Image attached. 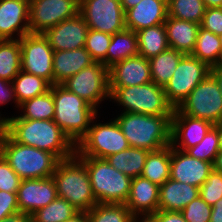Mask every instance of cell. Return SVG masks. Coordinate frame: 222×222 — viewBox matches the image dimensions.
Wrapping results in <instances>:
<instances>
[{
    "label": "cell",
    "mask_w": 222,
    "mask_h": 222,
    "mask_svg": "<svg viewBox=\"0 0 222 222\" xmlns=\"http://www.w3.org/2000/svg\"><path fill=\"white\" fill-rule=\"evenodd\" d=\"M111 40L110 34L88 29L84 47L95 62H100L106 67V54Z\"/></svg>",
    "instance_id": "cell-39"
},
{
    "label": "cell",
    "mask_w": 222,
    "mask_h": 222,
    "mask_svg": "<svg viewBox=\"0 0 222 222\" xmlns=\"http://www.w3.org/2000/svg\"><path fill=\"white\" fill-rule=\"evenodd\" d=\"M92 119L87 134L76 145L79 157H95L105 159L108 156L129 148L128 140L121 131L116 120L108 123H94Z\"/></svg>",
    "instance_id": "cell-8"
},
{
    "label": "cell",
    "mask_w": 222,
    "mask_h": 222,
    "mask_svg": "<svg viewBox=\"0 0 222 222\" xmlns=\"http://www.w3.org/2000/svg\"><path fill=\"white\" fill-rule=\"evenodd\" d=\"M184 56L185 54L173 48H168L149 59L152 82L164 88Z\"/></svg>",
    "instance_id": "cell-30"
},
{
    "label": "cell",
    "mask_w": 222,
    "mask_h": 222,
    "mask_svg": "<svg viewBox=\"0 0 222 222\" xmlns=\"http://www.w3.org/2000/svg\"><path fill=\"white\" fill-rule=\"evenodd\" d=\"M94 63L95 61L85 47L74 50L54 51V84H62L72 75L77 74L83 68L89 67Z\"/></svg>",
    "instance_id": "cell-23"
},
{
    "label": "cell",
    "mask_w": 222,
    "mask_h": 222,
    "mask_svg": "<svg viewBox=\"0 0 222 222\" xmlns=\"http://www.w3.org/2000/svg\"><path fill=\"white\" fill-rule=\"evenodd\" d=\"M79 211L65 199L57 197L47 206L34 212L32 222H65Z\"/></svg>",
    "instance_id": "cell-35"
},
{
    "label": "cell",
    "mask_w": 222,
    "mask_h": 222,
    "mask_svg": "<svg viewBox=\"0 0 222 222\" xmlns=\"http://www.w3.org/2000/svg\"><path fill=\"white\" fill-rule=\"evenodd\" d=\"M210 74L215 78L222 94V69L217 66H213L211 67Z\"/></svg>",
    "instance_id": "cell-49"
},
{
    "label": "cell",
    "mask_w": 222,
    "mask_h": 222,
    "mask_svg": "<svg viewBox=\"0 0 222 222\" xmlns=\"http://www.w3.org/2000/svg\"><path fill=\"white\" fill-rule=\"evenodd\" d=\"M52 177L58 197L68 201L78 211L87 212L97 204L85 162L76 153L59 160Z\"/></svg>",
    "instance_id": "cell-4"
},
{
    "label": "cell",
    "mask_w": 222,
    "mask_h": 222,
    "mask_svg": "<svg viewBox=\"0 0 222 222\" xmlns=\"http://www.w3.org/2000/svg\"><path fill=\"white\" fill-rule=\"evenodd\" d=\"M22 179L10 167L8 161L0 153V190L17 193Z\"/></svg>",
    "instance_id": "cell-42"
},
{
    "label": "cell",
    "mask_w": 222,
    "mask_h": 222,
    "mask_svg": "<svg viewBox=\"0 0 222 222\" xmlns=\"http://www.w3.org/2000/svg\"><path fill=\"white\" fill-rule=\"evenodd\" d=\"M138 55L136 32L124 29L112 35V40L106 54V68L112 67L117 62Z\"/></svg>",
    "instance_id": "cell-27"
},
{
    "label": "cell",
    "mask_w": 222,
    "mask_h": 222,
    "mask_svg": "<svg viewBox=\"0 0 222 222\" xmlns=\"http://www.w3.org/2000/svg\"><path fill=\"white\" fill-rule=\"evenodd\" d=\"M189 156L214 164L219 153L218 124L213 125L199 144L185 151Z\"/></svg>",
    "instance_id": "cell-38"
},
{
    "label": "cell",
    "mask_w": 222,
    "mask_h": 222,
    "mask_svg": "<svg viewBox=\"0 0 222 222\" xmlns=\"http://www.w3.org/2000/svg\"><path fill=\"white\" fill-rule=\"evenodd\" d=\"M221 55L222 49L219 36L200 27L191 56L204 62L211 68L218 64Z\"/></svg>",
    "instance_id": "cell-32"
},
{
    "label": "cell",
    "mask_w": 222,
    "mask_h": 222,
    "mask_svg": "<svg viewBox=\"0 0 222 222\" xmlns=\"http://www.w3.org/2000/svg\"><path fill=\"white\" fill-rule=\"evenodd\" d=\"M110 99L124 107V113L173 115L164 88L154 82L128 87H109Z\"/></svg>",
    "instance_id": "cell-7"
},
{
    "label": "cell",
    "mask_w": 222,
    "mask_h": 222,
    "mask_svg": "<svg viewBox=\"0 0 222 222\" xmlns=\"http://www.w3.org/2000/svg\"><path fill=\"white\" fill-rule=\"evenodd\" d=\"M141 0H120L122 9L126 12L127 10L133 8Z\"/></svg>",
    "instance_id": "cell-52"
},
{
    "label": "cell",
    "mask_w": 222,
    "mask_h": 222,
    "mask_svg": "<svg viewBox=\"0 0 222 222\" xmlns=\"http://www.w3.org/2000/svg\"><path fill=\"white\" fill-rule=\"evenodd\" d=\"M0 222H32V217L26 213L18 212L11 216L5 217Z\"/></svg>",
    "instance_id": "cell-47"
},
{
    "label": "cell",
    "mask_w": 222,
    "mask_h": 222,
    "mask_svg": "<svg viewBox=\"0 0 222 222\" xmlns=\"http://www.w3.org/2000/svg\"><path fill=\"white\" fill-rule=\"evenodd\" d=\"M20 40L21 70L42 77L54 85L53 53L42 33H29Z\"/></svg>",
    "instance_id": "cell-12"
},
{
    "label": "cell",
    "mask_w": 222,
    "mask_h": 222,
    "mask_svg": "<svg viewBox=\"0 0 222 222\" xmlns=\"http://www.w3.org/2000/svg\"><path fill=\"white\" fill-rule=\"evenodd\" d=\"M213 167L215 171L222 173V151L217 154Z\"/></svg>",
    "instance_id": "cell-53"
},
{
    "label": "cell",
    "mask_w": 222,
    "mask_h": 222,
    "mask_svg": "<svg viewBox=\"0 0 222 222\" xmlns=\"http://www.w3.org/2000/svg\"><path fill=\"white\" fill-rule=\"evenodd\" d=\"M79 14L89 29L110 35L125 29V11L120 0H79Z\"/></svg>",
    "instance_id": "cell-13"
},
{
    "label": "cell",
    "mask_w": 222,
    "mask_h": 222,
    "mask_svg": "<svg viewBox=\"0 0 222 222\" xmlns=\"http://www.w3.org/2000/svg\"><path fill=\"white\" fill-rule=\"evenodd\" d=\"M169 48L185 55L194 50L200 24L167 16L164 23Z\"/></svg>",
    "instance_id": "cell-25"
},
{
    "label": "cell",
    "mask_w": 222,
    "mask_h": 222,
    "mask_svg": "<svg viewBox=\"0 0 222 222\" xmlns=\"http://www.w3.org/2000/svg\"><path fill=\"white\" fill-rule=\"evenodd\" d=\"M200 195V188L169 178L159 188V210L181 212Z\"/></svg>",
    "instance_id": "cell-24"
},
{
    "label": "cell",
    "mask_w": 222,
    "mask_h": 222,
    "mask_svg": "<svg viewBox=\"0 0 222 222\" xmlns=\"http://www.w3.org/2000/svg\"><path fill=\"white\" fill-rule=\"evenodd\" d=\"M14 100L17 106L16 108H19V104L17 103V99L15 97V91L14 86L11 81L5 80L0 78V105L7 104V102ZM5 117H1L0 115V123L2 124L4 122Z\"/></svg>",
    "instance_id": "cell-45"
},
{
    "label": "cell",
    "mask_w": 222,
    "mask_h": 222,
    "mask_svg": "<svg viewBox=\"0 0 222 222\" xmlns=\"http://www.w3.org/2000/svg\"><path fill=\"white\" fill-rule=\"evenodd\" d=\"M136 34L138 55L148 60L169 48L164 24L142 29Z\"/></svg>",
    "instance_id": "cell-29"
},
{
    "label": "cell",
    "mask_w": 222,
    "mask_h": 222,
    "mask_svg": "<svg viewBox=\"0 0 222 222\" xmlns=\"http://www.w3.org/2000/svg\"><path fill=\"white\" fill-rule=\"evenodd\" d=\"M88 222H132L133 214L126 204L97 203L87 211Z\"/></svg>",
    "instance_id": "cell-37"
},
{
    "label": "cell",
    "mask_w": 222,
    "mask_h": 222,
    "mask_svg": "<svg viewBox=\"0 0 222 222\" xmlns=\"http://www.w3.org/2000/svg\"><path fill=\"white\" fill-rule=\"evenodd\" d=\"M23 113L22 119L29 120H54V100L51 90L45 94L31 98L25 101L19 107Z\"/></svg>",
    "instance_id": "cell-34"
},
{
    "label": "cell",
    "mask_w": 222,
    "mask_h": 222,
    "mask_svg": "<svg viewBox=\"0 0 222 222\" xmlns=\"http://www.w3.org/2000/svg\"><path fill=\"white\" fill-rule=\"evenodd\" d=\"M206 8L222 7V0H203Z\"/></svg>",
    "instance_id": "cell-54"
},
{
    "label": "cell",
    "mask_w": 222,
    "mask_h": 222,
    "mask_svg": "<svg viewBox=\"0 0 222 222\" xmlns=\"http://www.w3.org/2000/svg\"><path fill=\"white\" fill-rule=\"evenodd\" d=\"M211 210L212 206L198 196L181 213L186 222H210Z\"/></svg>",
    "instance_id": "cell-41"
},
{
    "label": "cell",
    "mask_w": 222,
    "mask_h": 222,
    "mask_svg": "<svg viewBox=\"0 0 222 222\" xmlns=\"http://www.w3.org/2000/svg\"><path fill=\"white\" fill-rule=\"evenodd\" d=\"M206 6L203 0H167V16L201 24Z\"/></svg>",
    "instance_id": "cell-36"
},
{
    "label": "cell",
    "mask_w": 222,
    "mask_h": 222,
    "mask_svg": "<svg viewBox=\"0 0 222 222\" xmlns=\"http://www.w3.org/2000/svg\"><path fill=\"white\" fill-rule=\"evenodd\" d=\"M210 222H222V198L212 206Z\"/></svg>",
    "instance_id": "cell-48"
},
{
    "label": "cell",
    "mask_w": 222,
    "mask_h": 222,
    "mask_svg": "<svg viewBox=\"0 0 222 222\" xmlns=\"http://www.w3.org/2000/svg\"><path fill=\"white\" fill-rule=\"evenodd\" d=\"M2 129L17 143L35 147L54 154L59 160L76 153V145L54 120H29L4 118Z\"/></svg>",
    "instance_id": "cell-1"
},
{
    "label": "cell",
    "mask_w": 222,
    "mask_h": 222,
    "mask_svg": "<svg viewBox=\"0 0 222 222\" xmlns=\"http://www.w3.org/2000/svg\"><path fill=\"white\" fill-rule=\"evenodd\" d=\"M65 222H88L87 212L79 211L76 215Z\"/></svg>",
    "instance_id": "cell-51"
},
{
    "label": "cell",
    "mask_w": 222,
    "mask_h": 222,
    "mask_svg": "<svg viewBox=\"0 0 222 222\" xmlns=\"http://www.w3.org/2000/svg\"><path fill=\"white\" fill-rule=\"evenodd\" d=\"M171 145L150 151L146 157L141 176L159 187L170 178Z\"/></svg>",
    "instance_id": "cell-28"
},
{
    "label": "cell",
    "mask_w": 222,
    "mask_h": 222,
    "mask_svg": "<svg viewBox=\"0 0 222 222\" xmlns=\"http://www.w3.org/2000/svg\"><path fill=\"white\" fill-rule=\"evenodd\" d=\"M159 186L138 176L132 178L126 206L133 215L154 214L159 210Z\"/></svg>",
    "instance_id": "cell-22"
},
{
    "label": "cell",
    "mask_w": 222,
    "mask_h": 222,
    "mask_svg": "<svg viewBox=\"0 0 222 222\" xmlns=\"http://www.w3.org/2000/svg\"><path fill=\"white\" fill-rule=\"evenodd\" d=\"M212 126L206 120L189 117L174 108L171 117V146L185 152L199 144Z\"/></svg>",
    "instance_id": "cell-16"
},
{
    "label": "cell",
    "mask_w": 222,
    "mask_h": 222,
    "mask_svg": "<svg viewBox=\"0 0 222 222\" xmlns=\"http://www.w3.org/2000/svg\"><path fill=\"white\" fill-rule=\"evenodd\" d=\"M153 215L158 222H186L181 212L158 210Z\"/></svg>",
    "instance_id": "cell-46"
},
{
    "label": "cell",
    "mask_w": 222,
    "mask_h": 222,
    "mask_svg": "<svg viewBox=\"0 0 222 222\" xmlns=\"http://www.w3.org/2000/svg\"><path fill=\"white\" fill-rule=\"evenodd\" d=\"M54 100V122L77 145L87 134L98 110L61 84L51 85Z\"/></svg>",
    "instance_id": "cell-3"
},
{
    "label": "cell",
    "mask_w": 222,
    "mask_h": 222,
    "mask_svg": "<svg viewBox=\"0 0 222 222\" xmlns=\"http://www.w3.org/2000/svg\"><path fill=\"white\" fill-rule=\"evenodd\" d=\"M213 169V163L191 157L171 146V179L200 188Z\"/></svg>",
    "instance_id": "cell-17"
},
{
    "label": "cell",
    "mask_w": 222,
    "mask_h": 222,
    "mask_svg": "<svg viewBox=\"0 0 222 222\" xmlns=\"http://www.w3.org/2000/svg\"><path fill=\"white\" fill-rule=\"evenodd\" d=\"M208 205L214 206L222 198V173L213 169L200 187L199 195Z\"/></svg>",
    "instance_id": "cell-40"
},
{
    "label": "cell",
    "mask_w": 222,
    "mask_h": 222,
    "mask_svg": "<svg viewBox=\"0 0 222 222\" xmlns=\"http://www.w3.org/2000/svg\"><path fill=\"white\" fill-rule=\"evenodd\" d=\"M200 27L218 36L222 34V7L206 8Z\"/></svg>",
    "instance_id": "cell-43"
},
{
    "label": "cell",
    "mask_w": 222,
    "mask_h": 222,
    "mask_svg": "<svg viewBox=\"0 0 222 222\" xmlns=\"http://www.w3.org/2000/svg\"><path fill=\"white\" fill-rule=\"evenodd\" d=\"M177 109L189 117L213 125L222 122V94L215 78L209 74L180 103Z\"/></svg>",
    "instance_id": "cell-9"
},
{
    "label": "cell",
    "mask_w": 222,
    "mask_h": 222,
    "mask_svg": "<svg viewBox=\"0 0 222 222\" xmlns=\"http://www.w3.org/2000/svg\"><path fill=\"white\" fill-rule=\"evenodd\" d=\"M58 197L53 177L23 179L17 191L19 212L32 215Z\"/></svg>",
    "instance_id": "cell-15"
},
{
    "label": "cell",
    "mask_w": 222,
    "mask_h": 222,
    "mask_svg": "<svg viewBox=\"0 0 222 222\" xmlns=\"http://www.w3.org/2000/svg\"><path fill=\"white\" fill-rule=\"evenodd\" d=\"M61 85L84 99L96 110L101 101L106 98L110 99L109 69L100 62H95L91 66L83 68Z\"/></svg>",
    "instance_id": "cell-10"
},
{
    "label": "cell",
    "mask_w": 222,
    "mask_h": 222,
    "mask_svg": "<svg viewBox=\"0 0 222 222\" xmlns=\"http://www.w3.org/2000/svg\"><path fill=\"white\" fill-rule=\"evenodd\" d=\"M88 29L86 21L78 13L47 29L43 35L54 51L74 50L84 47Z\"/></svg>",
    "instance_id": "cell-18"
},
{
    "label": "cell",
    "mask_w": 222,
    "mask_h": 222,
    "mask_svg": "<svg viewBox=\"0 0 222 222\" xmlns=\"http://www.w3.org/2000/svg\"><path fill=\"white\" fill-rule=\"evenodd\" d=\"M20 71V40H0V78L12 82Z\"/></svg>",
    "instance_id": "cell-33"
},
{
    "label": "cell",
    "mask_w": 222,
    "mask_h": 222,
    "mask_svg": "<svg viewBox=\"0 0 222 222\" xmlns=\"http://www.w3.org/2000/svg\"><path fill=\"white\" fill-rule=\"evenodd\" d=\"M171 117L122 112L115 120L130 147L157 151L171 145Z\"/></svg>",
    "instance_id": "cell-2"
},
{
    "label": "cell",
    "mask_w": 222,
    "mask_h": 222,
    "mask_svg": "<svg viewBox=\"0 0 222 222\" xmlns=\"http://www.w3.org/2000/svg\"><path fill=\"white\" fill-rule=\"evenodd\" d=\"M19 106L33 97L45 94L51 84L42 77L21 70L12 81Z\"/></svg>",
    "instance_id": "cell-31"
},
{
    "label": "cell",
    "mask_w": 222,
    "mask_h": 222,
    "mask_svg": "<svg viewBox=\"0 0 222 222\" xmlns=\"http://www.w3.org/2000/svg\"><path fill=\"white\" fill-rule=\"evenodd\" d=\"M18 212L17 193L0 190V220Z\"/></svg>",
    "instance_id": "cell-44"
},
{
    "label": "cell",
    "mask_w": 222,
    "mask_h": 222,
    "mask_svg": "<svg viewBox=\"0 0 222 222\" xmlns=\"http://www.w3.org/2000/svg\"><path fill=\"white\" fill-rule=\"evenodd\" d=\"M218 68H221L222 69V55L220 57V60L218 62V64L216 65Z\"/></svg>",
    "instance_id": "cell-56"
},
{
    "label": "cell",
    "mask_w": 222,
    "mask_h": 222,
    "mask_svg": "<svg viewBox=\"0 0 222 222\" xmlns=\"http://www.w3.org/2000/svg\"><path fill=\"white\" fill-rule=\"evenodd\" d=\"M219 151H222V122L218 124Z\"/></svg>",
    "instance_id": "cell-55"
},
{
    "label": "cell",
    "mask_w": 222,
    "mask_h": 222,
    "mask_svg": "<svg viewBox=\"0 0 222 222\" xmlns=\"http://www.w3.org/2000/svg\"><path fill=\"white\" fill-rule=\"evenodd\" d=\"M143 216V217H142ZM141 219H140V218ZM132 222H158L157 218L153 214L148 215H134Z\"/></svg>",
    "instance_id": "cell-50"
},
{
    "label": "cell",
    "mask_w": 222,
    "mask_h": 222,
    "mask_svg": "<svg viewBox=\"0 0 222 222\" xmlns=\"http://www.w3.org/2000/svg\"><path fill=\"white\" fill-rule=\"evenodd\" d=\"M80 158L85 162L96 202L125 204L130 193L132 178L116 170L106 159Z\"/></svg>",
    "instance_id": "cell-6"
},
{
    "label": "cell",
    "mask_w": 222,
    "mask_h": 222,
    "mask_svg": "<svg viewBox=\"0 0 222 222\" xmlns=\"http://www.w3.org/2000/svg\"><path fill=\"white\" fill-rule=\"evenodd\" d=\"M29 33V0H0V40H19Z\"/></svg>",
    "instance_id": "cell-19"
},
{
    "label": "cell",
    "mask_w": 222,
    "mask_h": 222,
    "mask_svg": "<svg viewBox=\"0 0 222 222\" xmlns=\"http://www.w3.org/2000/svg\"><path fill=\"white\" fill-rule=\"evenodd\" d=\"M220 43H221V49H222V34L219 35Z\"/></svg>",
    "instance_id": "cell-57"
},
{
    "label": "cell",
    "mask_w": 222,
    "mask_h": 222,
    "mask_svg": "<svg viewBox=\"0 0 222 222\" xmlns=\"http://www.w3.org/2000/svg\"><path fill=\"white\" fill-rule=\"evenodd\" d=\"M152 82L149 60L134 56L109 68V87H128Z\"/></svg>",
    "instance_id": "cell-20"
},
{
    "label": "cell",
    "mask_w": 222,
    "mask_h": 222,
    "mask_svg": "<svg viewBox=\"0 0 222 222\" xmlns=\"http://www.w3.org/2000/svg\"><path fill=\"white\" fill-rule=\"evenodd\" d=\"M0 153L22 180L51 177L59 162L48 151L17 143L3 129L0 132Z\"/></svg>",
    "instance_id": "cell-5"
},
{
    "label": "cell",
    "mask_w": 222,
    "mask_h": 222,
    "mask_svg": "<svg viewBox=\"0 0 222 222\" xmlns=\"http://www.w3.org/2000/svg\"><path fill=\"white\" fill-rule=\"evenodd\" d=\"M211 68L191 55H185L164 87L167 101L177 108L191 91L210 74Z\"/></svg>",
    "instance_id": "cell-11"
},
{
    "label": "cell",
    "mask_w": 222,
    "mask_h": 222,
    "mask_svg": "<svg viewBox=\"0 0 222 222\" xmlns=\"http://www.w3.org/2000/svg\"><path fill=\"white\" fill-rule=\"evenodd\" d=\"M79 13V0H29L30 33H44Z\"/></svg>",
    "instance_id": "cell-14"
},
{
    "label": "cell",
    "mask_w": 222,
    "mask_h": 222,
    "mask_svg": "<svg viewBox=\"0 0 222 222\" xmlns=\"http://www.w3.org/2000/svg\"><path fill=\"white\" fill-rule=\"evenodd\" d=\"M167 18V0H141L125 12V28L134 32L164 24Z\"/></svg>",
    "instance_id": "cell-21"
},
{
    "label": "cell",
    "mask_w": 222,
    "mask_h": 222,
    "mask_svg": "<svg viewBox=\"0 0 222 222\" xmlns=\"http://www.w3.org/2000/svg\"><path fill=\"white\" fill-rule=\"evenodd\" d=\"M149 152L150 151L144 148L129 147L105 159L119 172H122L130 178H136L141 176Z\"/></svg>",
    "instance_id": "cell-26"
}]
</instances>
